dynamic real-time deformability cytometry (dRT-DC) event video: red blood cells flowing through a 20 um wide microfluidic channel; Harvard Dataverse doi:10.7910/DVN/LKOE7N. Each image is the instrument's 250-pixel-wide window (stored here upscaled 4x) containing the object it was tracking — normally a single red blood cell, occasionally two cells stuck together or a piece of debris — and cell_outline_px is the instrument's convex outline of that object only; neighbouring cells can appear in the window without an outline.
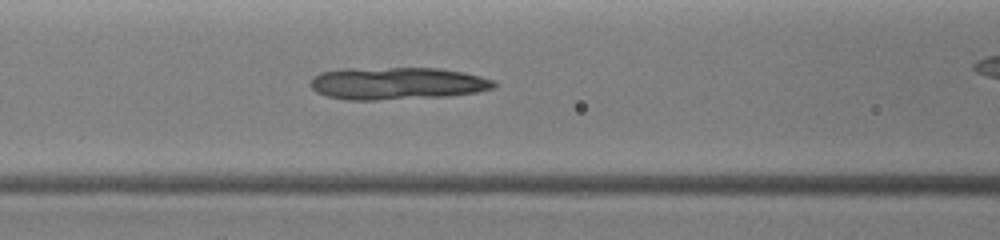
{"species": "common noctule bat (a hibernating species)", "species_latin": "Nyctalus noctula", "temperature_condition": "warm", "stored_images_in_passage": 27, "segment_of_instrument_passage": [2, 2], "camera_frame_rate_fps": 3000, "um_per_image_px": 0.085, "animal": {"sex": "female", "body_mass_g": 19.0, "forearm_length_mm": 51.5}, "frame": {"image": 1, "passage_image": 4, "time_ms": 0.667, "image_size_px": [1000, 240], "cell_outline_px": [[500, 84], [496, 88], [476, 92], [448, 96], [376, 100], [344, 100], [328, 96], [316, 92], [308, 84], [312, 76], [320, 72], [344, 68], [440, 68], [464, 72], [496, 80]], "centroid_in_image_um": [33.76, 7.08], "position_along_channel_um": 132.8, "area_um2": 35.2}}
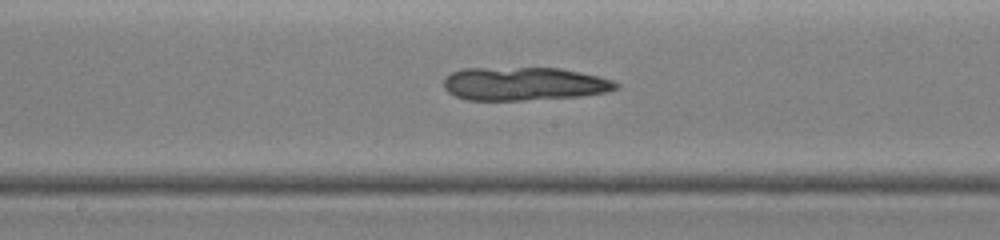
{"frame": {"image": 2, "passage_image": 11, "time_ms": 2.0, "image_size_px": [1000, 240], "cell_outline_px": [[620, 88], [608, 92], [580, 96], [524, 100], [464, 100], [448, 92], [444, 88], [444, 76], [460, 68], [560, 68], [580, 72], [612, 80], [620, 84]], "centroid_in_image_um": [44.52, 7.12], "position_along_channel_um": 203.7, "area_um2": 33.64}}
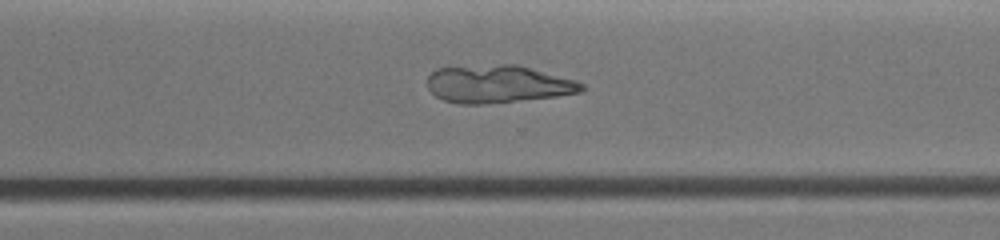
{"frame": {"image": 3, "passage_image": 24, "time_ms": 4.333, "image_size_px": [1000, 240], "cell_outline_px": [[588, 88], [580, 92], [556, 96], [484, 104], [456, 104], [444, 100], [436, 96], [428, 88], [428, 76], [436, 68], [500, 64], [516, 64], [576, 80], [584, 84]], "centroid_in_image_um": [42.33, 7.14], "position_along_channel_um": 328.3, "area_um2": 33.87}}